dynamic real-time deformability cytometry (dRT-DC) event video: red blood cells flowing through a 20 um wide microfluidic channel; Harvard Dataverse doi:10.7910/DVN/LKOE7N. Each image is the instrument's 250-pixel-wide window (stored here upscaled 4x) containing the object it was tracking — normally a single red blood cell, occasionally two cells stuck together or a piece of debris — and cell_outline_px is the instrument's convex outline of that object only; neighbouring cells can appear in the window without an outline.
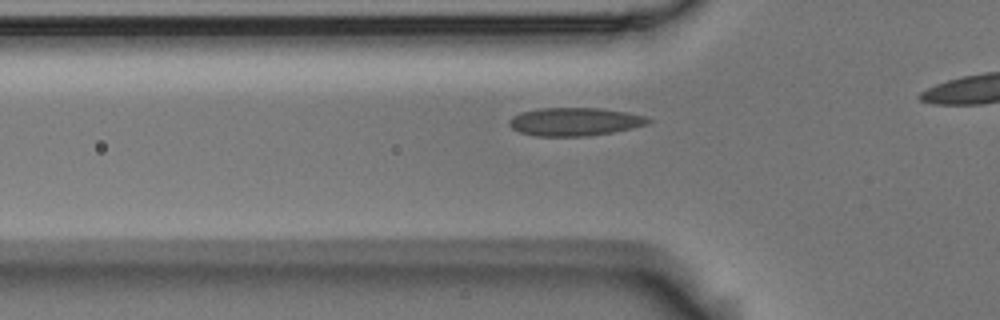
{"species": "Egyptian fruit bat (a non-hibernating species)", "species_latin": "Rousettus aegyptiacus", "temperature_condition": "room temperature", "stored_images_in_passage": 34, "camera_frame_rate_fps": 3000, "um_per_image_px": 0.085, "animal": {"sex": "male"}, "frame": {"image": 1, "passage_image": 8, "time_ms": 2.333, "image_size_px": [1000, 320], "cell_outline_px": [[652, 120], [648, 124], [632, 128], [612, 132], [588, 136], [536, 136], [520, 132], [512, 128], [508, 124], [508, 120], [512, 116], [524, 112], [540, 108], [600, 108], [628, 112], [648, 116]], "centroid_in_image_um": [48.89, 10.34], "position_along_channel_um": 76.9, "area_um2": 22.89}}
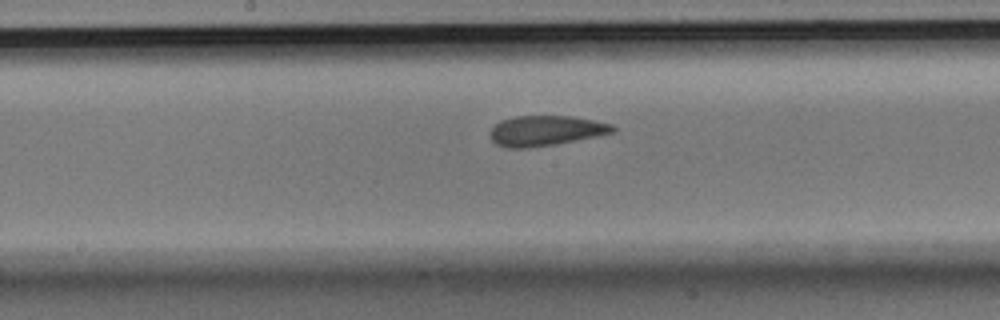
{"frame": {"image": 2, "passage_image": 18, "time_ms": 5.667, "image_size_px": [1000, 320], "cell_outline_px": [[616, 132], [596, 136], [552, 144], [528, 148], [504, 148], [496, 144], [492, 140], [492, 128], [500, 120], [516, 116], [572, 116], [612, 124], [616, 128]], "centroid_in_image_um": [46.39, 11.1], "position_along_channel_um": 201.8, "area_um2": 21.33}}
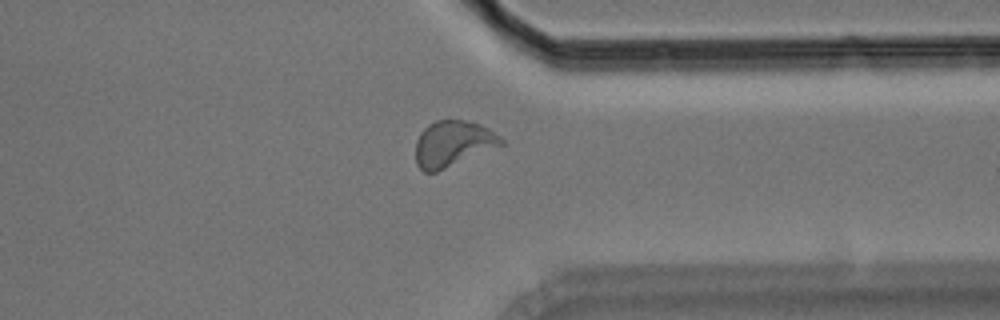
{"frame": {"image": 3, "passage_image": 32, "time_ms": 10.333, "image_size_px": [1000, 320], "cell_outline_px": [[504, 144], [436, 172], [424, 172], [416, 164], [416, 140], [420, 132], [428, 124], [436, 120], [464, 120], [480, 124], [488, 128], [500, 136], [504, 140]], "centroid_in_image_um": [38.48, 12.2], "position_along_channel_um": 372.9, "area_um2": 22.77}}